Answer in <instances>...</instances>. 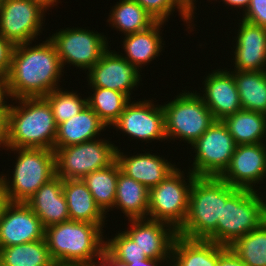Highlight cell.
<instances>
[{
	"mask_svg": "<svg viewBox=\"0 0 266 266\" xmlns=\"http://www.w3.org/2000/svg\"><path fill=\"white\" fill-rule=\"evenodd\" d=\"M32 43L15 45L6 77L10 100L44 97L61 87L59 82L64 70L53 42L47 37L42 43L34 46Z\"/></svg>",
	"mask_w": 266,
	"mask_h": 266,
	"instance_id": "6da1fadb",
	"label": "cell"
},
{
	"mask_svg": "<svg viewBox=\"0 0 266 266\" xmlns=\"http://www.w3.org/2000/svg\"><path fill=\"white\" fill-rule=\"evenodd\" d=\"M6 188L0 176V219L2 218L5 207L9 204Z\"/></svg>",
	"mask_w": 266,
	"mask_h": 266,
	"instance_id": "7bdbcfd3",
	"label": "cell"
},
{
	"mask_svg": "<svg viewBox=\"0 0 266 266\" xmlns=\"http://www.w3.org/2000/svg\"><path fill=\"white\" fill-rule=\"evenodd\" d=\"M165 24L166 22L157 21L144 31L126 35L121 44L124 50V54L120 53L121 56L141 71L144 65L151 63L164 50L161 28Z\"/></svg>",
	"mask_w": 266,
	"mask_h": 266,
	"instance_id": "7402d4cb",
	"label": "cell"
},
{
	"mask_svg": "<svg viewBox=\"0 0 266 266\" xmlns=\"http://www.w3.org/2000/svg\"><path fill=\"white\" fill-rule=\"evenodd\" d=\"M54 266H87L86 265H76V264H55Z\"/></svg>",
	"mask_w": 266,
	"mask_h": 266,
	"instance_id": "c3c4849f",
	"label": "cell"
},
{
	"mask_svg": "<svg viewBox=\"0 0 266 266\" xmlns=\"http://www.w3.org/2000/svg\"><path fill=\"white\" fill-rule=\"evenodd\" d=\"M214 69L202 82V93L198 95L209 108L215 121H223L226 117L242 110L236 83L231 68Z\"/></svg>",
	"mask_w": 266,
	"mask_h": 266,
	"instance_id": "ac0fdd59",
	"label": "cell"
},
{
	"mask_svg": "<svg viewBox=\"0 0 266 266\" xmlns=\"http://www.w3.org/2000/svg\"><path fill=\"white\" fill-rule=\"evenodd\" d=\"M233 77L242 109L266 114V70H233Z\"/></svg>",
	"mask_w": 266,
	"mask_h": 266,
	"instance_id": "f1b7e54d",
	"label": "cell"
},
{
	"mask_svg": "<svg viewBox=\"0 0 266 266\" xmlns=\"http://www.w3.org/2000/svg\"><path fill=\"white\" fill-rule=\"evenodd\" d=\"M222 212V179L196 177L189 193L188 213L177 234L217 243V221Z\"/></svg>",
	"mask_w": 266,
	"mask_h": 266,
	"instance_id": "5b68a950",
	"label": "cell"
},
{
	"mask_svg": "<svg viewBox=\"0 0 266 266\" xmlns=\"http://www.w3.org/2000/svg\"><path fill=\"white\" fill-rule=\"evenodd\" d=\"M8 114L9 110H0V148L6 151H9Z\"/></svg>",
	"mask_w": 266,
	"mask_h": 266,
	"instance_id": "60d3db41",
	"label": "cell"
},
{
	"mask_svg": "<svg viewBox=\"0 0 266 266\" xmlns=\"http://www.w3.org/2000/svg\"><path fill=\"white\" fill-rule=\"evenodd\" d=\"M118 147L109 139L97 138L54 149L56 176L63 180L83 179L93 171L112 165Z\"/></svg>",
	"mask_w": 266,
	"mask_h": 266,
	"instance_id": "9c48e42d",
	"label": "cell"
},
{
	"mask_svg": "<svg viewBox=\"0 0 266 266\" xmlns=\"http://www.w3.org/2000/svg\"><path fill=\"white\" fill-rule=\"evenodd\" d=\"M63 193L68 205L70 220L105 226L107 216L94 201L82 179L63 180Z\"/></svg>",
	"mask_w": 266,
	"mask_h": 266,
	"instance_id": "d4e9b609",
	"label": "cell"
},
{
	"mask_svg": "<svg viewBox=\"0 0 266 266\" xmlns=\"http://www.w3.org/2000/svg\"><path fill=\"white\" fill-rule=\"evenodd\" d=\"M149 207V190L133 178L121 172L118 164V179L113 208L121 210L126 219H146Z\"/></svg>",
	"mask_w": 266,
	"mask_h": 266,
	"instance_id": "484cf974",
	"label": "cell"
},
{
	"mask_svg": "<svg viewBox=\"0 0 266 266\" xmlns=\"http://www.w3.org/2000/svg\"><path fill=\"white\" fill-rule=\"evenodd\" d=\"M34 2H37L40 4L44 9L49 10L52 9V7L57 6L58 3H60V0H32Z\"/></svg>",
	"mask_w": 266,
	"mask_h": 266,
	"instance_id": "f6af8a7d",
	"label": "cell"
},
{
	"mask_svg": "<svg viewBox=\"0 0 266 266\" xmlns=\"http://www.w3.org/2000/svg\"><path fill=\"white\" fill-rule=\"evenodd\" d=\"M195 178L190 170L185 175L180 167L151 188L147 218L166 222L178 230L187 217L190 188Z\"/></svg>",
	"mask_w": 266,
	"mask_h": 266,
	"instance_id": "ba28073f",
	"label": "cell"
},
{
	"mask_svg": "<svg viewBox=\"0 0 266 266\" xmlns=\"http://www.w3.org/2000/svg\"><path fill=\"white\" fill-rule=\"evenodd\" d=\"M26 204L38 216L44 228L70 220L63 193V179L58 176L42 185Z\"/></svg>",
	"mask_w": 266,
	"mask_h": 266,
	"instance_id": "44dd1931",
	"label": "cell"
},
{
	"mask_svg": "<svg viewBox=\"0 0 266 266\" xmlns=\"http://www.w3.org/2000/svg\"><path fill=\"white\" fill-rule=\"evenodd\" d=\"M233 38V67L236 71L266 70V28L240 18ZM236 45V46H235ZM235 49V51H234ZM235 64V65H234Z\"/></svg>",
	"mask_w": 266,
	"mask_h": 266,
	"instance_id": "d6986e66",
	"label": "cell"
},
{
	"mask_svg": "<svg viewBox=\"0 0 266 266\" xmlns=\"http://www.w3.org/2000/svg\"><path fill=\"white\" fill-rule=\"evenodd\" d=\"M236 146L223 121H214L191 145L195 155L187 170L196 177H219L228 167Z\"/></svg>",
	"mask_w": 266,
	"mask_h": 266,
	"instance_id": "30bf717a",
	"label": "cell"
},
{
	"mask_svg": "<svg viewBox=\"0 0 266 266\" xmlns=\"http://www.w3.org/2000/svg\"><path fill=\"white\" fill-rule=\"evenodd\" d=\"M45 239L0 249V266H54Z\"/></svg>",
	"mask_w": 266,
	"mask_h": 266,
	"instance_id": "f546056e",
	"label": "cell"
},
{
	"mask_svg": "<svg viewBox=\"0 0 266 266\" xmlns=\"http://www.w3.org/2000/svg\"><path fill=\"white\" fill-rule=\"evenodd\" d=\"M229 247L247 266H266V221Z\"/></svg>",
	"mask_w": 266,
	"mask_h": 266,
	"instance_id": "d6a6232c",
	"label": "cell"
},
{
	"mask_svg": "<svg viewBox=\"0 0 266 266\" xmlns=\"http://www.w3.org/2000/svg\"><path fill=\"white\" fill-rule=\"evenodd\" d=\"M13 101L16 105H12ZM12 102L8 114L9 148L54 150L57 124L48 101L44 97H24Z\"/></svg>",
	"mask_w": 266,
	"mask_h": 266,
	"instance_id": "3957f363",
	"label": "cell"
},
{
	"mask_svg": "<svg viewBox=\"0 0 266 266\" xmlns=\"http://www.w3.org/2000/svg\"><path fill=\"white\" fill-rule=\"evenodd\" d=\"M105 248L115 258L128 264L147 259L145 254H141L137 244L124 231H118L114 237L106 239Z\"/></svg>",
	"mask_w": 266,
	"mask_h": 266,
	"instance_id": "d590c367",
	"label": "cell"
},
{
	"mask_svg": "<svg viewBox=\"0 0 266 266\" xmlns=\"http://www.w3.org/2000/svg\"><path fill=\"white\" fill-rule=\"evenodd\" d=\"M6 98V99H5ZM6 78L0 75V110H9Z\"/></svg>",
	"mask_w": 266,
	"mask_h": 266,
	"instance_id": "b9f144b4",
	"label": "cell"
},
{
	"mask_svg": "<svg viewBox=\"0 0 266 266\" xmlns=\"http://www.w3.org/2000/svg\"><path fill=\"white\" fill-rule=\"evenodd\" d=\"M217 1V0H214ZM226 6H230L233 9L234 8H239L242 9L243 14L246 12L247 8L250 5L251 0H221ZM241 7V8H240Z\"/></svg>",
	"mask_w": 266,
	"mask_h": 266,
	"instance_id": "ee69618b",
	"label": "cell"
},
{
	"mask_svg": "<svg viewBox=\"0 0 266 266\" xmlns=\"http://www.w3.org/2000/svg\"><path fill=\"white\" fill-rule=\"evenodd\" d=\"M262 191L238 189L222 180V212L217 221V244L229 247L266 221ZM265 197V198H264Z\"/></svg>",
	"mask_w": 266,
	"mask_h": 266,
	"instance_id": "277c9868",
	"label": "cell"
},
{
	"mask_svg": "<svg viewBox=\"0 0 266 266\" xmlns=\"http://www.w3.org/2000/svg\"><path fill=\"white\" fill-rule=\"evenodd\" d=\"M138 2L156 21L168 22L169 16L178 11L187 29L193 31L194 14L196 11L185 0H135ZM178 9V10H177ZM176 10V11H175ZM191 25V26H190ZM189 26V27H188ZM191 29V30H190Z\"/></svg>",
	"mask_w": 266,
	"mask_h": 266,
	"instance_id": "836d02e7",
	"label": "cell"
},
{
	"mask_svg": "<svg viewBox=\"0 0 266 266\" xmlns=\"http://www.w3.org/2000/svg\"><path fill=\"white\" fill-rule=\"evenodd\" d=\"M106 129L107 126L86 105L77 115L57 126L54 149L95 140Z\"/></svg>",
	"mask_w": 266,
	"mask_h": 266,
	"instance_id": "603a6c76",
	"label": "cell"
},
{
	"mask_svg": "<svg viewBox=\"0 0 266 266\" xmlns=\"http://www.w3.org/2000/svg\"><path fill=\"white\" fill-rule=\"evenodd\" d=\"M15 45L0 34V75L7 77Z\"/></svg>",
	"mask_w": 266,
	"mask_h": 266,
	"instance_id": "f35d334b",
	"label": "cell"
},
{
	"mask_svg": "<svg viewBox=\"0 0 266 266\" xmlns=\"http://www.w3.org/2000/svg\"><path fill=\"white\" fill-rule=\"evenodd\" d=\"M67 220L45 228L44 239L55 264L86 265L99 260L105 248L104 228Z\"/></svg>",
	"mask_w": 266,
	"mask_h": 266,
	"instance_id": "7a4b0ae2",
	"label": "cell"
},
{
	"mask_svg": "<svg viewBox=\"0 0 266 266\" xmlns=\"http://www.w3.org/2000/svg\"><path fill=\"white\" fill-rule=\"evenodd\" d=\"M160 156L151 154L149 151L131 156L129 153L125 154L120 148L116 151V161L121 172L143 184L148 190L158 185L177 168L175 163L172 164L171 161Z\"/></svg>",
	"mask_w": 266,
	"mask_h": 266,
	"instance_id": "ffe728a7",
	"label": "cell"
},
{
	"mask_svg": "<svg viewBox=\"0 0 266 266\" xmlns=\"http://www.w3.org/2000/svg\"><path fill=\"white\" fill-rule=\"evenodd\" d=\"M162 109L167 141L180 139L191 146L215 121L194 90H182L172 101L164 102Z\"/></svg>",
	"mask_w": 266,
	"mask_h": 266,
	"instance_id": "52a82bcc",
	"label": "cell"
},
{
	"mask_svg": "<svg viewBox=\"0 0 266 266\" xmlns=\"http://www.w3.org/2000/svg\"><path fill=\"white\" fill-rule=\"evenodd\" d=\"M41 220L26 203H9L0 219V249L44 239Z\"/></svg>",
	"mask_w": 266,
	"mask_h": 266,
	"instance_id": "2e32d148",
	"label": "cell"
},
{
	"mask_svg": "<svg viewBox=\"0 0 266 266\" xmlns=\"http://www.w3.org/2000/svg\"><path fill=\"white\" fill-rule=\"evenodd\" d=\"M101 259L108 266H162V265L165 266L167 264H168L167 266H170V260H171V259H149L147 258L145 260H141V261L137 260V262H132L128 264L127 262H123L115 258L106 248H104L102 251Z\"/></svg>",
	"mask_w": 266,
	"mask_h": 266,
	"instance_id": "74e56055",
	"label": "cell"
},
{
	"mask_svg": "<svg viewBox=\"0 0 266 266\" xmlns=\"http://www.w3.org/2000/svg\"><path fill=\"white\" fill-rule=\"evenodd\" d=\"M107 23L124 36L144 31L157 21L135 0H119L111 8Z\"/></svg>",
	"mask_w": 266,
	"mask_h": 266,
	"instance_id": "83f0119b",
	"label": "cell"
},
{
	"mask_svg": "<svg viewBox=\"0 0 266 266\" xmlns=\"http://www.w3.org/2000/svg\"><path fill=\"white\" fill-rule=\"evenodd\" d=\"M90 90L94 93L87 97V105L107 127H112L131 99L126 94L111 89L90 87Z\"/></svg>",
	"mask_w": 266,
	"mask_h": 266,
	"instance_id": "1f68e13d",
	"label": "cell"
},
{
	"mask_svg": "<svg viewBox=\"0 0 266 266\" xmlns=\"http://www.w3.org/2000/svg\"><path fill=\"white\" fill-rule=\"evenodd\" d=\"M87 266H108V265L100 258L99 260L87 264Z\"/></svg>",
	"mask_w": 266,
	"mask_h": 266,
	"instance_id": "bcb514c9",
	"label": "cell"
},
{
	"mask_svg": "<svg viewBox=\"0 0 266 266\" xmlns=\"http://www.w3.org/2000/svg\"><path fill=\"white\" fill-rule=\"evenodd\" d=\"M45 13L32 0H1L0 34L14 45L32 42L43 31Z\"/></svg>",
	"mask_w": 266,
	"mask_h": 266,
	"instance_id": "7c38bea8",
	"label": "cell"
},
{
	"mask_svg": "<svg viewBox=\"0 0 266 266\" xmlns=\"http://www.w3.org/2000/svg\"><path fill=\"white\" fill-rule=\"evenodd\" d=\"M217 266H247L230 248L227 247L219 256Z\"/></svg>",
	"mask_w": 266,
	"mask_h": 266,
	"instance_id": "ab89813d",
	"label": "cell"
},
{
	"mask_svg": "<svg viewBox=\"0 0 266 266\" xmlns=\"http://www.w3.org/2000/svg\"><path fill=\"white\" fill-rule=\"evenodd\" d=\"M226 248L213 241L177 235L172 246L170 266H217L218 256Z\"/></svg>",
	"mask_w": 266,
	"mask_h": 266,
	"instance_id": "cb8c5ba5",
	"label": "cell"
},
{
	"mask_svg": "<svg viewBox=\"0 0 266 266\" xmlns=\"http://www.w3.org/2000/svg\"><path fill=\"white\" fill-rule=\"evenodd\" d=\"M53 34L49 35L48 38L56 48L63 69L65 65L69 64L83 69L86 73L110 47L108 37L103 33L88 30L86 27L84 29L82 27H67Z\"/></svg>",
	"mask_w": 266,
	"mask_h": 266,
	"instance_id": "8fae6325",
	"label": "cell"
},
{
	"mask_svg": "<svg viewBox=\"0 0 266 266\" xmlns=\"http://www.w3.org/2000/svg\"><path fill=\"white\" fill-rule=\"evenodd\" d=\"M219 178L235 188L259 192L258 184L266 179V143L237 145Z\"/></svg>",
	"mask_w": 266,
	"mask_h": 266,
	"instance_id": "9a60e30c",
	"label": "cell"
},
{
	"mask_svg": "<svg viewBox=\"0 0 266 266\" xmlns=\"http://www.w3.org/2000/svg\"><path fill=\"white\" fill-rule=\"evenodd\" d=\"M9 149L17 153L13 176L3 173L0 176L9 202L26 203L42 185L56 176L55 151L45 148Z\"/></svg>",
	"mask_w": 266,
	"mask_h": 266,
	"instance_id": "8992f818",
	"label": "cell"
},
{
	"mask_svg": "<svg viewBox=\"0 0 266 266\" xmlns=\"http://www.w3.org/2000/svg\"><path fill=\"white\" fill-rule=\"evenodd\" d=\"M129 101L118 120L112 125L119 133L130 138L150 143L154 140L165 141V122L162 105H156L154 100ZM153 102V103H152Z\"/></svg>",
	"mask_w": 266,
	"mask_h": 266,
	"instance_id": "4fadbf2b",
	"label": "cell"
},
{
	"mask_svg": "<svg viewBox=\"0 0 266 266\" xmlns=\"http://www.w3.org/2000/svg\"><path fill=\"white\" fill-rule=\"evenodd\" d=\"M124 232L149 259H171L177 230L170 224L152 219H129Z\"/></svg>",
	"mask_w": 266,
	"mask_h": 266,
	"instance_id": "e0dca14e",
	"label": "cell"
},
{
	"mask_svg": "<svg viewBox=\"0 0 266 266\" xmlns=\"http://www.w3.org/2000/svg\"><path fill=\"white\" fill-rule=\"evenodd\" d=\"M194 10H196V2H198V1H196V0H185Z\"/></svg>",
	"mask_w": 266,
	"mask_h": 266,
	"instance_id": "7dc6e473",
	"label": "cell"
},
{
	"mask_svg": "<svg viewBox=\"0 0 266 266\" xmlns=\"http://www.w3.org/2000/svg\"><path fill=\"white\" fill-rule=\"evenodd\" d=\"M79 95L77 91H64L60 87L44 96L51 106L57 126L77 115L87 105V97Z\"/></svg>",
	"mask_w": 266,
	"mask_h": 266,
	"instance_id": "e575fe53",
	"label": "cell"
},
{
	"mask_svg": "<svg viewBox=\"0 0 266 266\" xmlns=\"http://www.w3.org/2000/svg\"><path fill=\"white\" fill-rule=\"evenodd\" d=\"M119 53L120 51L108 48L100 60L87 71V85L119 91L133 99L131 95L134 88L142 82L141 73Z\"/></svg>",
	"mask_w": 266,
	"mask_h": 266,
	"instance_id": "5bb4252c",
	"label": "cell"
},
{
	"mask_svg": "<svg viewBox=\"0 0 266 266\" xmlns=\"http://www.w3.org/2000/svg\"><path fill=\"white\" fill-rule=\"evenodd\" d=\"M223 123L236 145L266 143V114L242 109L226 117Z\"/></svg>",
	"mask_w": 266,
	"mask_h": 266,
	"instance_id": "4316f807",
	"label": "cell"
},
{
	"mask_svg": "<svg viewBox=\"0 0 266 266\" xmlns=\"http://www.w3.org/2000/svg\"><path fill=\"white\" fill-rule=\"evenodd\" d=\"M242 19L254 25L266 28V0H251Z\"/></svg>",
	"mask_w": 266,
	"mask_h": 266,
	"instance_id": "8d00e7d4",
	"label": "cell"
},
{
	"mask_svg": "<svg viewBox=\"0 0 266 266\" xmlns=\"http://www.w3.org/2000/svg\"><path fill=\"white\" fill-rule=\"evenodd\" d=\"M118 179V163L87 174L82 181L91 192L95 203L107 215L113 211Z\"/></svg>",
	"mask_w": 266,
	"mask_h": 266,
	"instance_id": "4dcf8cb0",
	"label": "cell"
}]
</instances>
